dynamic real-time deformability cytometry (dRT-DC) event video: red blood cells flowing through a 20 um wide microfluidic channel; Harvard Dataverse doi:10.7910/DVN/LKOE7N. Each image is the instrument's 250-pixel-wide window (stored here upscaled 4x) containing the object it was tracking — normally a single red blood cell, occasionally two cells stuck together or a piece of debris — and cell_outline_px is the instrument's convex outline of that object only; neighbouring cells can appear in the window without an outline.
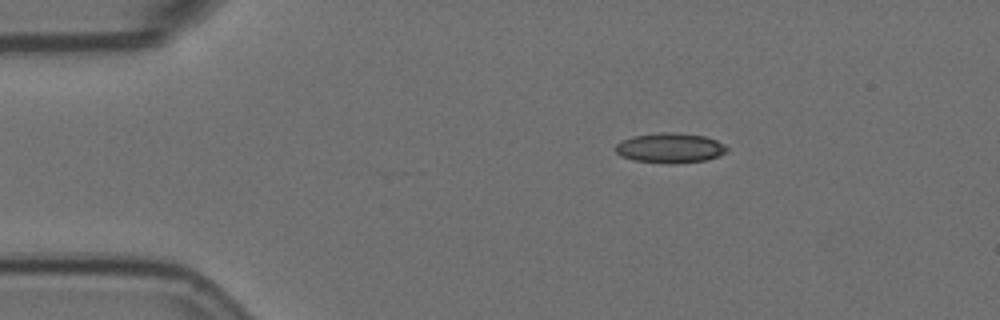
{"species": "Egyptian fruit bat (a non-hibernating species)", "species_latin": "Rousettus aegyptiacus", "temperature_condition": "room temperature", "stored_images_in_passage": 5, "camera_frame_rate_fps": 3000, "um_per_image_px": 0.085, "animal": {"sex": "female"}, "frame": {"image": 1, "passage_image": 3, "time_ms": 0.667, "image_size_px": [1000, 320], "cell_outline_px": [[728, 152], [720, 156], [708, 160], [636, 160], [620, 156], [616, 152], [616, 144], [632, 136], [660, 132], [676, 132], [704, 136], [716, 140], [724, 144], [728, 148]], "centroid_in_image_um": [57.0, 12.51], "position_along_channel_um": 28.0, "area_um2": 18.5}}
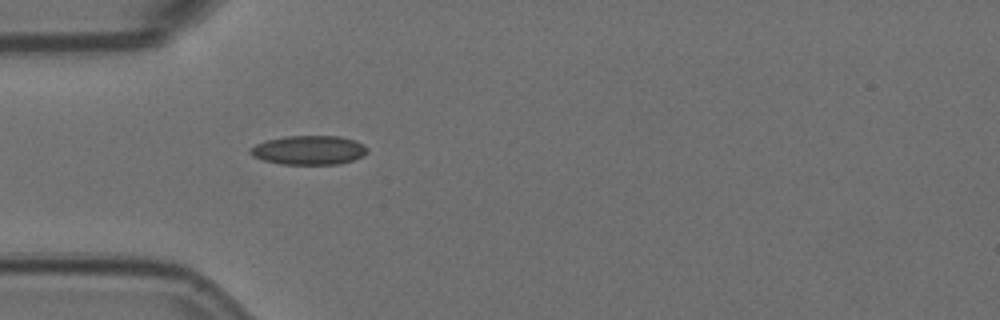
{"frame": {"image": 2, "passage_image": 5, "time_ms": 1.333, "image_size_px": [1000, 320], "cell_outline_px": [[368, 152], [352, 160], [340, 164], [280, 164], [264, 160], [252, 156], [248, 152], [248, 148], [256, 144], [268, 140], [284, 136], [340, 136], [356, 140], [364, 144], [368, 148]], "centroid_in_image_um": [26.25, 12.75], "position_along_channel_um": 58.8, "area_um2": 19.94}}